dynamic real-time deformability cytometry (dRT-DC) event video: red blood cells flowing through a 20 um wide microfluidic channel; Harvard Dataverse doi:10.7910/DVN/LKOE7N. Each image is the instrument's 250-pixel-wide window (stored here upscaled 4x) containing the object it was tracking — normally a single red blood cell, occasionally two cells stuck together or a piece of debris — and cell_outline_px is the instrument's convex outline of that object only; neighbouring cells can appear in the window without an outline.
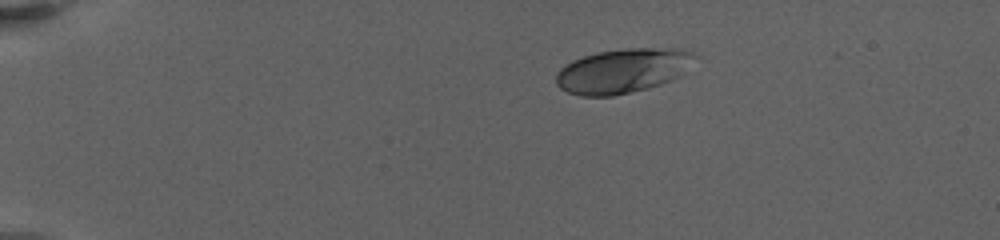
{"species": "human", "species_latin": "Homo sapiens", "temperature_condition": "warm", "stored_images_in_passage": 11, "camera_frame_rate_fps": 3000, "um_per_image_px": 0.085, "donor": {"sex": "female"}, "frame": {"image": 1, "passage_image": 1, "time_ms": 0.0, "image_size_px": [1000, 240], "cell_outline_px": [[700, 56], [676, 76], [660, 84], [648, 88], [612, 96], [580, 96], [568, 92], [560, 88], [556, 84], [556, 72], [560, 68], [572, 60], [584, 56], [600, 52], [624, 48], [680, 48], [692, 52]], "centroid_in_image_um": [52.9, 6.01], "position_along_channel_um": 32.1, "area_um2": 35.72}}